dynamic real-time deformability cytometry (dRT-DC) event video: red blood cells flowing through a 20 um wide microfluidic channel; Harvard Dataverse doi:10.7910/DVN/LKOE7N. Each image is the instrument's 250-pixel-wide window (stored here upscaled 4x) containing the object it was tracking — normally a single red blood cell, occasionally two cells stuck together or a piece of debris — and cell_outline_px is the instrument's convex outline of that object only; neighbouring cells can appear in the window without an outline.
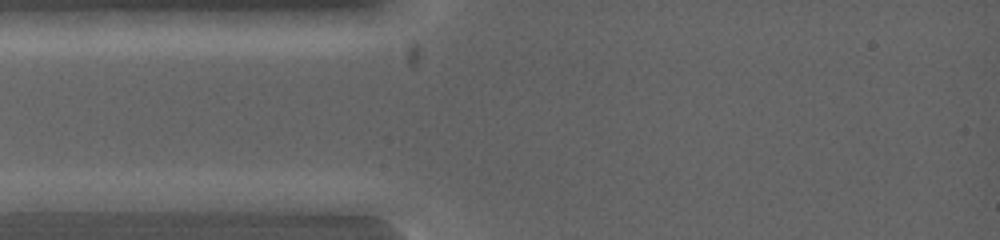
{"species": "common noctule bat (a hibernating species)", "species_latin": "Nyctalus noctula", "temperature_condition": "warm", "stored_images_in_passage": 6, "camera_frame_rate_fps": 5000, "um_per_image_px": 0.085, "animal": {"sex": "female", "body_mass_g": 19.0, "forearm_length_mm": 53.3}, "frame": {"image": 1, "passage_image": 5, "time_ms": 0.6, "image_size_px": [1000, 240], "cell_outline_px": [[124, 200], [116, 212], [16, 212], [16, 200], [40, 192], [104, 192]], "centroid_in_image_um": [5.87, 17.21], "position_along_channel_um": 79.1, "area_um2": 13.99}}